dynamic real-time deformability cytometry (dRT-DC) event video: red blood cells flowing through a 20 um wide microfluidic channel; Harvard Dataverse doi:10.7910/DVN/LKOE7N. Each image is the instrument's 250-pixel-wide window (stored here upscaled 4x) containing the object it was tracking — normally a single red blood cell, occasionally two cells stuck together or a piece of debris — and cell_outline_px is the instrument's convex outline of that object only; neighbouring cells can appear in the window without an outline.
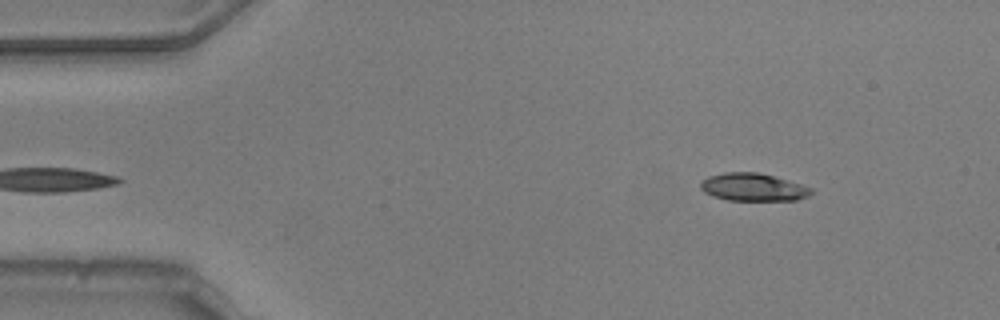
{"species": "common noctule bat (a hibernating species)", "species_latin": "Nyctalus noctula", "temperature_condition": "warm", "stored_images_in_passage": 48, "camera_frame_rate_fps": 3000, "um_per_image_px": 0.085, "animal": {"sex": "male", "body_mass_g": 20.5, "forearm_length_mm": 52.5}, "frame": {"image": 1, "passage_image": 1, "time_ms": 0.0, "image_size_px": [1000, 320], "cell_outline_px": [[812, 192], [808, 196], [796, 200], [728, 200], [712, 196], [704, 192], [700, 188], [700, 184], [708, 176], [724, 172], [756, 172], [772, 176], [800, 184], [812, 188]], "centroid_in_image_um": [63.98, 15.91], "position_along_channel_um": 21.0, "area_um2": 17.69}}
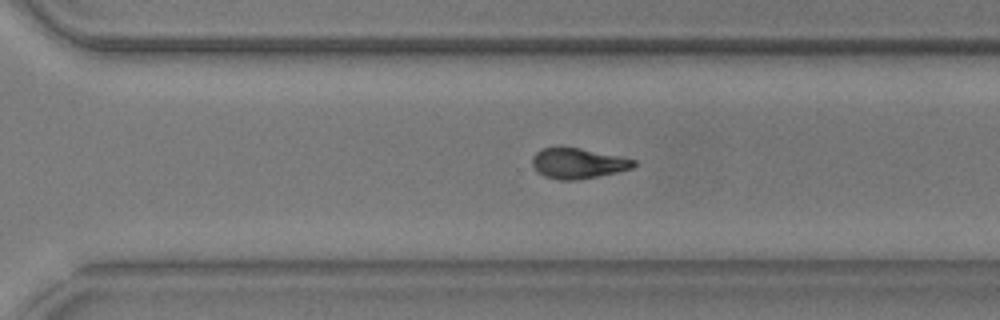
{"frame": {"image": 2, "passage_image": 31, "time_ms": 10.0, "image_size_px": [1000, 320], "cell_outline_px": [[636, 164], [632, 168], [616, 172], [576, 180], [560, 180], [544, 176], [536, 172], [532, 164], [532, 156], [540, 148], [560, 144], [580, 148], [636, 160]], "centroid_in_image_um": [49.03, 13.84], "position_along_channel_um": 321.6, "area_um2": 18.32}}
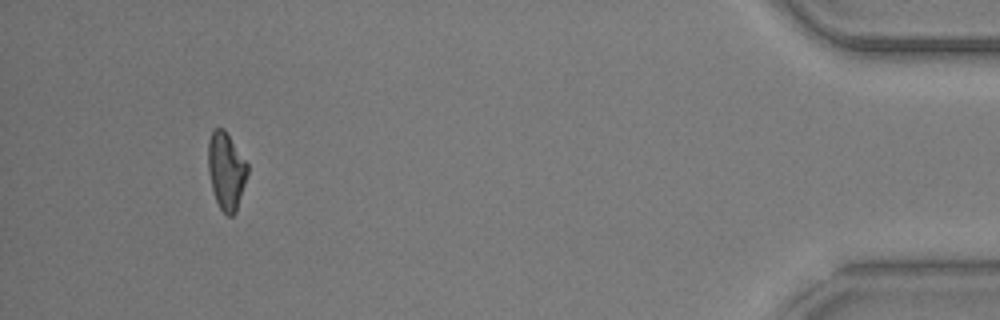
{"frame": {"image": 3, "passage_image": 44, "time_ms": 14.333, "image_size_px": [1000, 320], "cell_outline_px": [[248, 172], [236, 212], [232, 216], [228, 216], [220, 208], [216, 200], [212, 188], [208, 168], [208, 140], [212, 132], [216, 128], [224, 128], [248, 164]], "centroid_in_image_um": [19.23, 14.51], "position_along_channel_um": 416.0, "area_um2": 17.57}, "authors_computed_cell_mechanics": {"area_um2": 18.4093, "velocity_mm_per_s": 3.7923, "shape_relaxation_time_tau1_ms": 3.8007, "shape_relaxation_time_tau2_ms": 3.1713, "deformation_change_tau1": 0.17, "deformation_change_tau2": 0.0913}}